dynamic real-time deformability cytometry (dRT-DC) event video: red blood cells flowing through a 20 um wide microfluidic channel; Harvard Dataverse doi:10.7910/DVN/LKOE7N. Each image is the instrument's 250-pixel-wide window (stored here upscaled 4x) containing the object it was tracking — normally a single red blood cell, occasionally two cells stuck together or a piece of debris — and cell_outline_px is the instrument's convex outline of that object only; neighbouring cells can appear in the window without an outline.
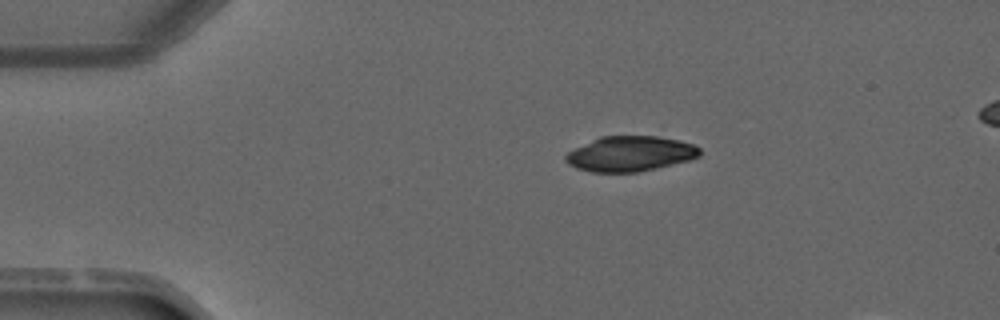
{"species": "common noctule bat (a hibernating species)", "species_latin": "Nyctalus noctula", "temperature_condition": "warm", "stored_images_in_passage": 3, "camera_frame_rate_fps": 3000, "um_per_image_px": 0.085, "animal": {"sex": "male", "forearm_length_mm": 52.5}, "frame": {"image": 1, "passage_image": 1, "time_ms": 0.0, "image_size_px": [1000, 320], "cell_outline_px": [[700, 156], [688, 160], [636, 172], [592, 172], [576, 168], [568, 164], [564, 160], [564, 156], [568, 152], [600, 136], [656, 136], [680, 140], [692, 144], [700, 148]], "centroid_in_image_um": [53.54, 13.06], "position_along_channel_um": 31.5, "area_um2": 27.22}}